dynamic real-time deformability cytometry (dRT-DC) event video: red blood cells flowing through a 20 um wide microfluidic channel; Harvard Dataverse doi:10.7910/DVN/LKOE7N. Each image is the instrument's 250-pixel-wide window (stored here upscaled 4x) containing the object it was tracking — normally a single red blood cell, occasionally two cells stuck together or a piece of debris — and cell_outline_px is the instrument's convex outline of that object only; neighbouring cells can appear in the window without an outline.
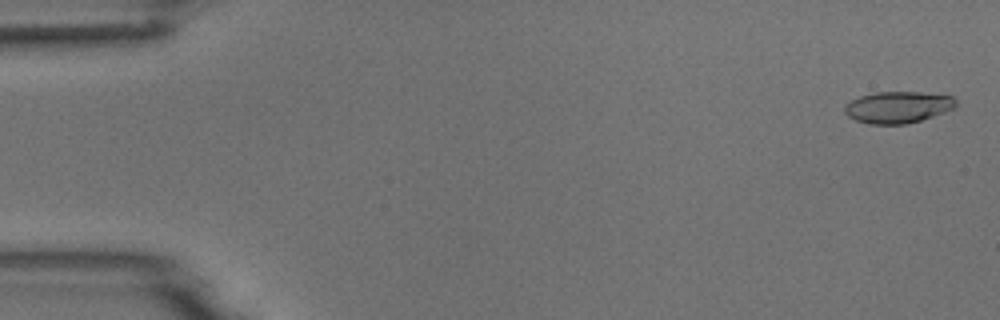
{"species": "common noctule bat (a hibernating species)", "species_latin": "Nyctalus noctula", "temperature_condition": "room temperature", "stored_images_in_passage": 4, "camera_frame_rate_fps": 3000, "um_per_image_px": 0.085, "animal": {"sex": "male", "body_mass_g": 18.8}, "frame": {"image": 1, "passage_image": 1, "time_ms": 0.0, "image_size_px": [1000, 320], "cell_outline_px": [[956, 108], [908, 124], [872, 124], [856, 120], [848, 116], [844, 112], [844, 104], [860, 96], [876, 92], [920, 92], [952, 96], [956, 100]], "centroid_in_image_um": [76.32, 9.11], "position_along_channel_um": 8.7, "area_um2": 20.46}}